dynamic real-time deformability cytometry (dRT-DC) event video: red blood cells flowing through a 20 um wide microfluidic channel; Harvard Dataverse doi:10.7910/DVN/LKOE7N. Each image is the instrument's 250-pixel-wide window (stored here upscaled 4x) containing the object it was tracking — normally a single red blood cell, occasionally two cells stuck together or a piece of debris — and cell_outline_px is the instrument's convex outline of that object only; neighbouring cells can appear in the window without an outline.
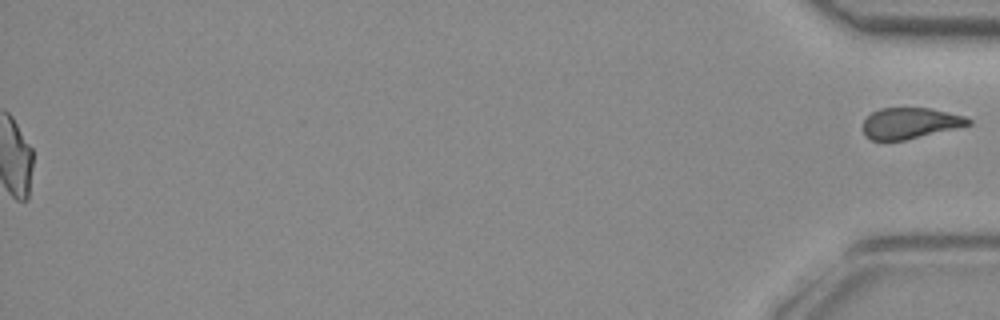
{"species": "common noctule bat (a hibernating species)", "species_latin": "Nyctalus noctula", "temperature_condition": "room temperature", "stored_images_in_passage": 49, "segment_of_instrument_passage": [2, 2], "camera_frame_rate_fps": 3000, "um_per_image_px": 0.085, "animal": {"sex": "female", "body_mass_g": 29.2, "forearm_length_mm": 56.3}, "frame": {"image": 1, "passage_image": 49, "time_ms": 16.0, "image_size_px": [1000, 320], "cell_outline_px": [[972, 124], [904, 140], [872, 140], [864, 136], [860, 124], [872, 112], [880, 108], [932, 108], [964, 116], [972, 120]], "centroid_in_image_um": [77.3, 10.46], "position_along_channel_um": 357.9, "area_um2": 19.07}}